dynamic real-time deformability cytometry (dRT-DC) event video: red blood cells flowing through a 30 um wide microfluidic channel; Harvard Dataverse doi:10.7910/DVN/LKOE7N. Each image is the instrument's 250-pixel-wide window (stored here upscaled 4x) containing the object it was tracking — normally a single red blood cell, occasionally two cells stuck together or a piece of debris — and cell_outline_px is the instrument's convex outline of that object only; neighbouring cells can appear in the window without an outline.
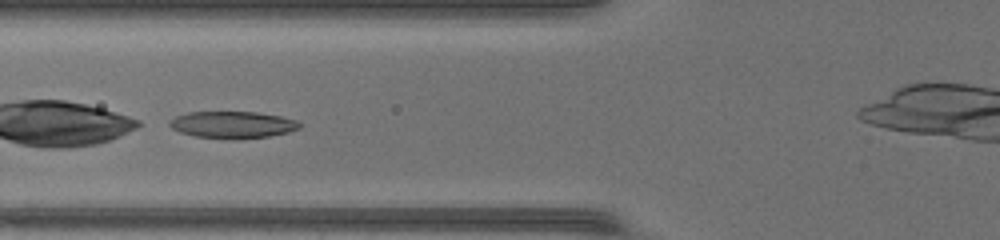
{"species": "common noctule bat (a hibernating species)", "species_latin": "Nyctalus noctula", "temperature_condition": "warm", "stored_images_in_passage": 28, "camera_frame_rate_fps": 3000, "um_per_image_px": 0.085, "animal": {"sex": "female", "body_mass_g": 17.0, "forearm_length_mm": 48.0}, "frame": {"image": 1, "passage_image": 5, "time_ms": 1.333, "image_size_px": [1000, 240], "cell_outline_px": [[300, 128], [288, 132], [268, 136], [236, 140], [196, 136], [180, 132], [172, 128], [168, 124], [168, 120], [176, 116], [188, 112], [256, 112], [280, 116], [296, 120], [300, 124]], "centroid_in_image_um": [19.75, 10.6], "position_along_channel_um": 106.1, "area_um2": 20.4}, "authors_computed_cell_mechanics": {"area_um2": 19.9121, "velocity_mm_per_s": 4.3428, "shape_relaxation_time_tau1_ms": null, "shape_relaxation_time_tau2_ms": 2.7392, "deformation_change_tau1": null, "deformation_change_tau2": 0.0788}}